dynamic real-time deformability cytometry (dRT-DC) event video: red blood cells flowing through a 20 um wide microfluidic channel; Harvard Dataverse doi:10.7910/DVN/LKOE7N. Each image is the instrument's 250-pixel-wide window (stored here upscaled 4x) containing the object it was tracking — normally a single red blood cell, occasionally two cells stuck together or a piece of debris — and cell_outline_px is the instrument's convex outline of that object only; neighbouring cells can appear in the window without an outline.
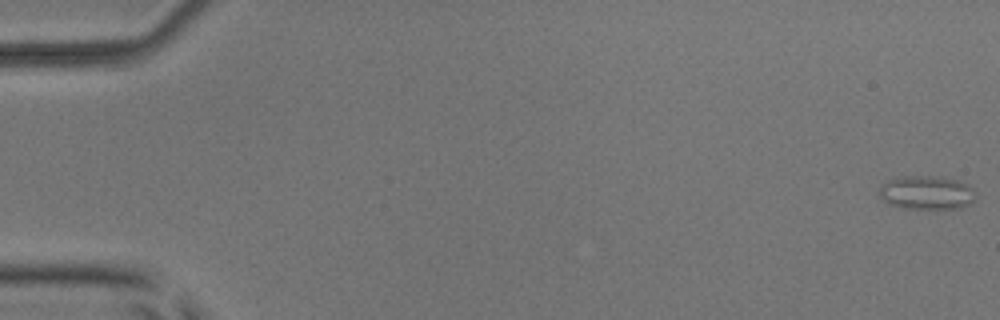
{"species": "common noctule bat (a hibernating species)", "species_latin": "Nyctalus noctula", "temperature_condition": "room temperature", "stored_images_in_passage": 54, "camera_frame_rate_fps": 3000, "um_per_image_px": 0.085, "animal": {"sex": "male", "body_mass_g": 17.9, "forearm_length_mm": 54.2}, "frame": {"image": 1, "passage_image": 1, "time_ms": 0.0, "image_size_px": [1000, 320], "cell_outline_px": [[976, 200], [960, 208], [900, 208], [888, 204], [880, 196], [880, 188], [888, 180], [904, 176], [932, 176], [960, 180], [968, 184], [976, 192]], "centroid_in_image_um": [78.8, 16.37], "position_along_channel_um": 6.2, "area_um2": 18.96}}
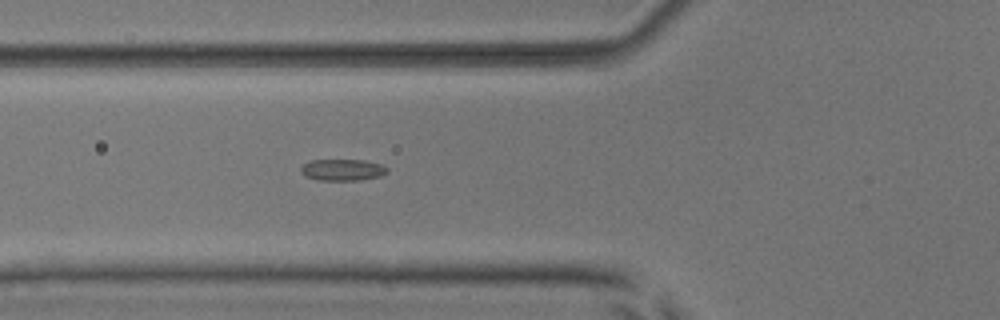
{"frame": {"image": 2, "passage_image": 21, "time_ms": 6.667, "image_size_px": [1000, 320], "cell_outline_px": [[388, 172], [380, 176], [360, 180], [316, 180], [304, 176], [300, 172], [300, 168], [308, 160], [364, 160], [380, 164], [388, 168]], "centroid_in_image_um": [29.08, 14.44], "position_along_channel_um": 96.7, "area_um2": 10.92}}
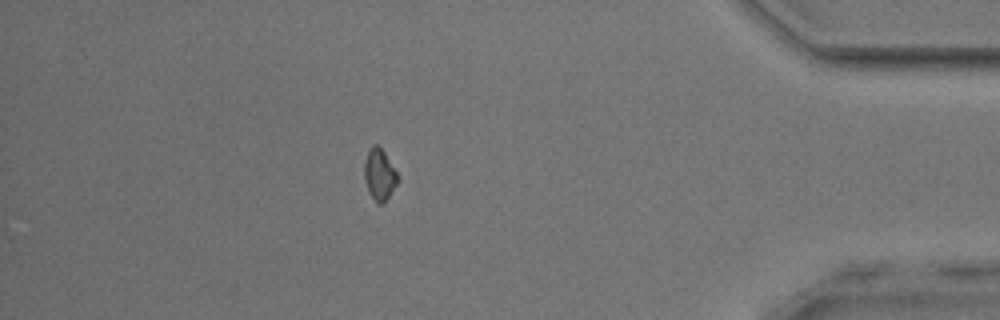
{"frame": {"image": 3, "passage_image": 48, "time_ms": 15.667, "image_size_px": [1000, 320], "cell_outline_px": [[400, 180], [388, 196], [380, 204], [376, 204], [368, 192], [364, 180], [364, 164], [368, 148], [372, 144], [376, 144], [384, 152], [396, 172]], "centroid_in_image_um": [32.22, 14.83], "position_along_channel_um": 403.0, "area_um2": 10.0}}